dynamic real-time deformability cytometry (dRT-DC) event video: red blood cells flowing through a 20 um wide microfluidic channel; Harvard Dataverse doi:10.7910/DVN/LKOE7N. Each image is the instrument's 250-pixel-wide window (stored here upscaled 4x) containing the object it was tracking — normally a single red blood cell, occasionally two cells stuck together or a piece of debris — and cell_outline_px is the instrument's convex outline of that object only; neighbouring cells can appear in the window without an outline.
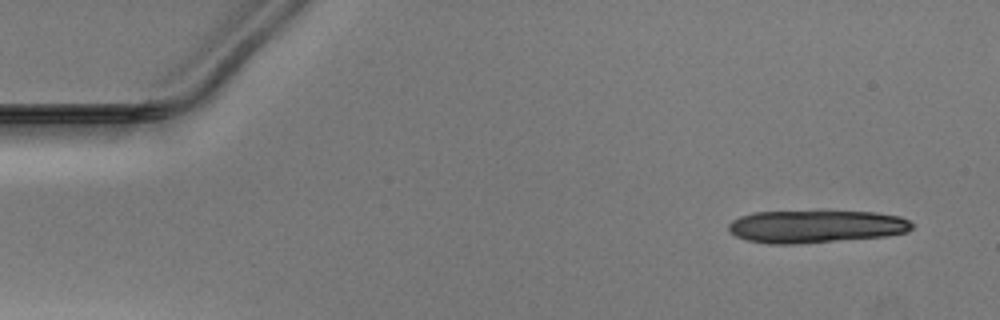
{"species": "Egyptian fruit bat (a non-hibernating species)", "species_latin": "Rousettus aegyptiacus", "temperature_condition": "warm", "stored_images_in_passage": 12, "camera_frame_rate_fps": 3000, "um_per_image_px": 0.085, "animal": {"sex": "male"}, "frame": {"image": 1, "passage_image": 1, "time_ms": 0.0, "image_size_px": [1000, 320], "cell_outline_px": [[916, 224], [908, 232], [888, 236], [796, 244], [768, 244], [748, 240], [736, 236], [728, 232], [728, 224], [732, 220], [740, 216], [752, 212], [820, 208], [828, 208], [876, 212], [900, 216]], "centroid_in_image_um": [69.37, 19.19], "position_along_channel_um": 15.6, "area_um2": 36.88}}